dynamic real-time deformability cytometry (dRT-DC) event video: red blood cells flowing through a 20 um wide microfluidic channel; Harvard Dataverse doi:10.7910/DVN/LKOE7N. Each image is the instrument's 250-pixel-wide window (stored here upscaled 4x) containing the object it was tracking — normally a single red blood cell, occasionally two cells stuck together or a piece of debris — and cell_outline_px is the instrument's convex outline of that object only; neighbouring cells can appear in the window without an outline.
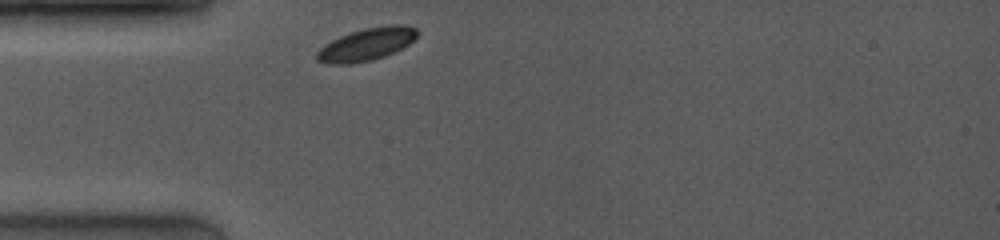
{"species": "common noctule bat (a hibernating species)", "species_latin": "Nyctalus noctula", "temperature_condition": "room temperature", "stored_images_in_passage": 3, "camera_frame_rate_fps": 4000, "um_per_image_px": 0.085, "animal": {"sex": "female", "body_mass_g": 19.0, "forearm_length_mm": 53.3}, "frame": {"image": 1, "passage_image": 1, "time_ms": 0.0, "image_size_px": [1000, 240], "cell_outline_px": [[420, 32], [408, 44], [384, 56], [372, 60], [352, 64], [328, 64], [316, 60], [316, 52], [324, 44], [340, 36], [364, 28], [388, 24], [404, 24], [416, 28]], "centroid_in_image_um": [31.14, 3.76], "position_along_channel_um": 53.9, "area_um2": 19.07}}
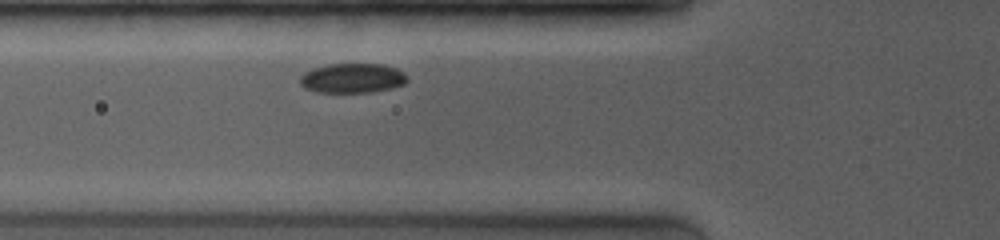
{"frame": {"image": 2, "passage_image": 3, "time_ms": 1.25, "image_size_px": [1000, 240], "cell_outline_px": [[408, 80], [404, 84], [392, 88], [372, 92], [316, 92], [300, 84], [300, 76], [304, 72], [312, 68], [328, 64], [384, 64], [396, 68], [404, 72], [408, 76]], "centroid_in_image_um": [29.99, 6.63], "position_along_channel_um": 95.8, "area_um2": 18.61}}